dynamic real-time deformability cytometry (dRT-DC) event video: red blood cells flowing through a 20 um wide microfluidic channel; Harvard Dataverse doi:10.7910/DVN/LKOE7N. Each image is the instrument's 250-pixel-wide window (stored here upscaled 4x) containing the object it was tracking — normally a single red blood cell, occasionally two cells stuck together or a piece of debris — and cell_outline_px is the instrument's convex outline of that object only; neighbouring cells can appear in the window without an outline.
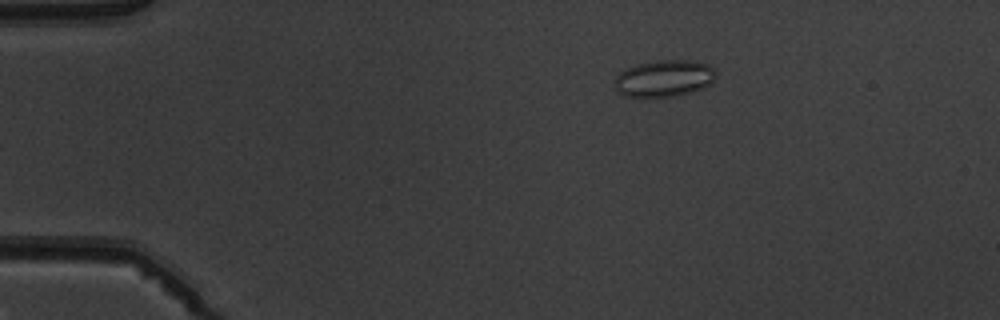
{"species": "common noctule bat (a hibernating species)", "species_latin": "Nyctalus noctula", "temperature_condition": "warm", "stored_images_in_passage": 5, "camera_frame_rate_fps": 3000, "um_per_image_px": 0.085, "animal": {"sex": "male", "body_mass_g": 19.5, "forearm_length_mm": 54.6}, "frame": {"image": 1, "passage_image": 5, "time_ms": 4.667, "image_size_px": [1000, 320], "cell_outline_px": [[716, 76], [704, 88], [692, 92], [676, 96], [624, 96], [616, 88], [616, 76], [620, 72], [636, 64], [660, 60], [692, 60], [708, 64], [716, 68]], "centroid_in_image_um": [56.51, 6.65], "position_along_channel_um": 28.5, "area_um2": 21.56}}